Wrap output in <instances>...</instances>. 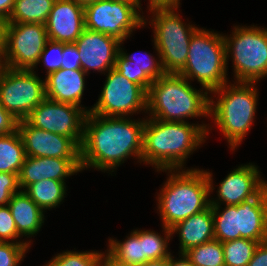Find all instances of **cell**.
Wrapping results in <instances>:
<instances>
[{
  "label": "cell",
  "mask_w": 267,
  "mask_h": 266,
  "mask_svg": "<svg viewBox=\"0 0 267 266\" xmlns=\"http://www.w3.org/2000/svg\"><path fill=\"white\" fill-rule=\"evenodd\" d=\"M86 115L79 106L45 98L25 120L35 128L69 137L81 147Z\"/></svg>",
  "instance_id": "obj_13"
},
{
  "label": "cell",
  "mask_w": 267,
  "mask_h": 266,
  "mask_svg": "<svg viewBox=\"0 0 267 266\" xmlns=\"http://www.w3.org/2000/svg\"><path fill=\"white\" fill-rule=\"evenodd\" d=\"M1 67H2V62H1V56H0V69H1Z\"/></svg>",
  "instance_id": "obj_49"
},
{
  "label": "cell",
  "mask_w": 267,
  "mask_h": 266,
  "mask_svg": "<svg viewBox=\"0 0 267 266\" xmlns=\"http://www.w3.org/2000/svg\"><path fill=\"white\" fill-rule=\"evenodd\" d=\"M16 120L0 103V135H7L17 130Z\"/></svg>",
  "instance_id": "obj_39"
},
{
  "label": "cell",
  "mask_w": 267,
  "mask_h": 266,
  "mask_svg": "<svg viewBox=\"0 0 267 266\" xmlns=\"http://www.w3.org/2000/svg\"><path fill=\"white\" fill-rule=\"evenodd\" d=\"M48 40L45 24L7 23L2 66L37 70V62Z\"/></svg>",
  "instance_id": "obj_11"
},
{
  "label": "cell",
  "mask_w": 267,
  "mask_h": 266,
  "mask_svg": "<svg viewBox=\"0 0 267 266\" xmlns=\"http://www.w3.org/2000/svg\"><path fill=\"white\" fill-rule=\"evenodd\" d=\"M66 187L65 181L42 179L29 185L24 192L46 212L64 202Z\"/></svg>",
  "instance_id": "obj_25"
},
{
  "label": "cell",
  "mask_w": 267,
  "mask_h": 266,
  "mask_svg": "<svg viewBox=\"0 0 267 266\" xmlns=\"http://www.w3.org/2000/svg\"><path fill=\"white\" fill-rule=\"evenodd\" d=\"M81 171L80 159L26 156L18 174L19 187L24 191L42 179L66 181L67 177Z\"/></svg>",
  "instance_id": "obj_18"
},
{
  "label": "cell",
  "mask_w": 267,
  "mask_h": 266,
  "mask_svg": "<svg viewBox=\"0 0 267 266\" xmlns=\"http://www.w3.org/2000/svg\"><path fill=\"white\" fill-rule=\"evenodd\" d=\"M26 156L80 159V147L69 137L31 126L26 120L17 124Z\"/></svg>",
  "instance_id": "obj_15"
},
{
  "label": "cell",
  "mask_w": 267,
  "mask_h": 266,
  "mask_svg": "<svg viewBox=\"0 0 267 266\" xmlns=\"http://www.w3.org/2000/svg\"><path fill=\"white\" fill-rule=\"evenodd\" d=\"M240 238L267 241V186L255 197L237 205Z\"/></svg>",
  "instance_id": "obj_20"
},
{
  "label": "cell",
  "mask_w": 267,
  "mask_h": 266,
  "mask_svg": "<svg viewBox=\"0 0 267 266\" xmlns=\"http://www.w3.org/2000/svg\"><path fill=\"white\" fill-rule=\"evenodd\" d=\"M20 240L21 237L18 235L16 224L12 217L9 206H0V242L28 243L29 246L32 244L31 239L25 241Z\"/></svg>",
  "instance_id": "obj_33"
},
{
  "label": "cell",
  "mask_w": 267,
  "mask_h": 266,
  "mask_svg": "<svg viewBox=\"0 0 267 266\" xmlns=\"http://www.w3.org/2000/svg\"><path fill=\"white\" fill-rule=\"evenodd\" d=\"M177 10V8L153 9L149 12L151 18H144V26L150 20L148 25L152 26L154 33L152 42L157 47L165 73L178 74L184 68L190 40L200 28L185 23Z\"/></svg>",
  "instance_id": "obj_8"
},
{
  "label": "cell",
  "mask_w": 267,
  "mask_h": 266,
  "mask_svg": "<svg viewBox=\"0 0 267 266\" xmlns=\"http://www.w3.org/2000/svg\"><path fill=\"white\" fill-rule=\"evenodd\" d=\"M97 266H124V265L118 264L111 257H109L106 253H104L102 257L100 258Z\"/></svg>",
  "instance_id": "obj_45"
},
{
  "label": "cell",
  "mask_w": 267,
  "mask_h": 266,
  "mask_svg": "<svg viewBox=\"0 0 267 266\" xmlns=\"http://www.w3.org/2000/svg\"><path fill=\"white\" fill-rule=\"evenodd\" d=\"M19 191L18 175L0 172V206L8 205L12 196Z\"/></svg>",
  "instance_id": "obj_36"
},
{
  "label": "cell",
  "mask_w": 267,
  "mask_h": 266,
  "mask_svg": "<svg viewBox=\"0 0 267 266\" xmlns=\"http://www.w3.org/2000/svg\"><path fill=\"white\" fill-rule=\"evenodd\" d=\"M55 0H15L7 23L45 24Z\"/></svg>",
  "instance_id": "obj_27"
},
{
  "label": "cell",
  "mask_w": 267,
  "mask_h": 266,
  "mask_svg": "<svg viewBox=\"0 0 267 266\" xmlns=\"http://www.w3.org/2000/svg\"><path fill=\"white\" fill-rule=\"evenodd\" d=\"M25 158V148L18 130L0 135V172L18 175Z\"/></svg>",
  "instance_id": "obj_26"
},
{
  "label": "cell",
  "mask_w": 267,
  "mask_h": 266,
  "mask_svg": "<svg viewBox=\"0 0 267 266\" xmlns=\"http://www.w3.org/2000/svg\"><path fill=\"white\" fill-rule=\"evenodd\" d=\"M124 41H120L119 44V55L126 61L127 66H134L140 71V86L147 92L150 85L153 81H156L160 76L165 74V71L162 67L160 55L157 51V47L154 45V49L157 52V57L153 56L152 54L145 51L144 57H140L141 55L128 54L127 51L125 52L124 48ZM158 58V60H157Z\"/></svg>",
  "instance_id": "obj_24"
},
{
  "label": "cell",
  "mask_w": 267,
  "mask_h": 266,
  "mask_svg": "<svg viewBox=\"0 0 267 266\" xmlns=\"http://www.w3.org/2000/svg\"><path fill=\"white\" fill-rule=\"evenodd\" d=\"M105 252L91 251H63L57 253L43 266H97Z\"/></svg>",
  "instance_id": "obj_32"
},
{
  "label": "cell",
  "mask_w": 267,
  "mask_h": 266,
  "mask_svg": "<svg viewBox=\"0 0 267 266\" xmlns=\"http://www.w3.org/2000/svg\"><path fill=\"white\" fill-rule=\"evenodd\" d=\"M212 206L214 237L220 242H228L240 238L238 232L237 205Z\"/></svg>",
  "instance_id": "obj_28"
},
{
  "label": "cell",
  "mask_w": 267,
  "mask_h": 266,
  "mask_svg": "<svg viewBox=\"0 0 267 266\" xmlns=\"http://www.w3.org/2000/svg\"><path fill=\"white\" fill-rule=\"evenodd\" d=\"M225 266H247L259 242L245 238L223 242Z\"/></svg>",
  "instance_id": "obj_31"
},
{
  "label": "cell",
  "mask_w": 267,
  "mask_h": 266,
  "mask_svg": "<svg viewBox=\"0 0 267 266\" xmlns=\"http://www.w3.org/2000/svg\"><path fill=\"white\" fill-rule=\"evenodd\" d=\"M146 118L105 117L88 112L80 147L81 168L113 173L133 157L142 163L143 130Z\"/></svg>",
  "instance_id": "obj_1"
},
{
  "label": "cell",
  "mask_w": 267,
  "mask_h": 266,
  "mask_svg": "<svg viewBox=\"0 0 267 266\" xmlns=\"http://www.w3.org/2000/svg\"><path fill=\"white\" fill-rule=\"evenodd\" d=\"M143 14L137 2L98 0L84 7L85 28L125 41L135 29L144 27Z\"/></svg>",
  "instance_id": "obj_9"
},
{
  "label": "cell",
  "mask_w": 267,
  "mask_h": 266,
  "mask_svg": "<svg viewBox=\"0 0 267 266\" xmlns=\"http://www.w3.org/2000/svg\"><path fill=\"white\" fill-rule=\"evenodd\" d=\"M146 117L143 130V164L159 170L185 169L187 158L204 142L212 125L161 121Z\"/></svg>",
  "instance_id": "obj_2"
},
{
  "label": "cell",
  "mask_w": 267,
  "mask_h": 266,
  "mask_svg": "<svg viewBox=\"0 0 267 266\" xmlns=\"http://www.w3.org/2000/svg\"><path fill=\"white\" fill-rule=\"evenodd\" d=\"M45 27L49 40L74 43L85 29L84 7L73 0H55Z\"/></svg>",
  "instance_id": "obj_17"
},
{
  "label": "cell",
  "mask_w": 267,
  "mask_h": 266,
  "mask_svg": "<svg viewBox=\"0 0 267 266\" xmlns=\"http://www.w3.org/2000/svg\"><path fill=\"white\" fill-rule=\"evenodd\" d=\"M184 255L193 266H225L223 245L216 239L193 247Z\"/></svg>",
  "instance_id": "obj_30"
},
{
  "label": "cell",
  "mask_w": 267,
  "mask_h": 266,
  "mask_svg": "<svg viewBox=\"0 0 267 266\" xmlns=\"http://www.w3.org/2000/svg\"><path fill=\"white\" fill-rule=\"evenodd\" d=\"M162 233H156L151 230H142V242L144 248V264L147 261L167 258L173 255L168 245L173 238L171 229L162 225ZM170 251V252H169Z\"/></svg>",
  "instance_id": "obj_29"
},
{
  "label": "cell",
  "mask_w": 267,
  "mask_h": 266,
  "mask_svg": "<svg viewBox=\"0 0 267 266\" xmlns=\"http://www.w3.org/2000/svg\"><path fill=\"white\" fill-rule=\"evenodd\" d=\"M149 5L147 8L149 11L153 9H168V8H180V0H148Z\"/></svg>",
  "instance_id": "obj_41"
},
{
  "label": "cell",
  "mask_w": 267,
  "mask_h": 266,
  "mask_svg": "<svg viewBox=\"0 0 267 266\" xmlns=\"http://www.w3.org/2000/svg\"><path fill=\"white\" fill-rule=\"evenodd\" d=\"M226 65L231 57L235 82H256L267 77V28L234 25L224 35Z\"/></svg>",
  "instance_id": "obj_7"
},
{
  "label": "cell",
  "mask_w": 267,
  "mask_h": 266,
  "mask_svg": "<svg viewBox=\"0 0 267 266\" xmlns=\"http://www.w3.org/2000/svg\"><path fill=\"white\" fill-rule=\"evenodd\" d=\"M63 60L61 68L68 70L81 69L80 54L75 43H63Z\"/></svg>",
  "instance_id": "obj_37"
},
{
  "label": "cell",
  "mask_w": 267,
  "mask_h": 266,
  "mask_svg": "<svg viewBox=\"0 0 267 266\" xmlns=\"http://www.w3.org/2000/svg\"><path fill=\"white\" fill-rule=\"evenodd\" d=\"M160 171H168L167 180L156 197L161 225L171 229L210 206V197H213L210 195L215 189L212 172L193 167L157 172Z\"/></svg>",
  "instance_id": "obj_3"
},
{
  "label": "cell",
  "mask_w": 267,
  "mask_h": 266,
  "mask_svg": "<svg viewBox=\"0 0 267 266\" xmlns=\"http://www.w3.org/2000/svg\"><path fill=\"white\" fill-rule=\"evenodd\" d=\"M29 248L28 243L0 242V266H19Z\"/></svg>",
  "instance_id": "obj_34"
},
{
  "label": "cell",
  "mask_w": 267,
  "mask_h": 266,
  "mask_svg": "<svg viewBox=\"0 0 267 266\" xmlns=\"http://www.w3.org/2000/svg\"><path fill=\"white\" fill-rule=\"evenodd\" d=\"M45 98V79L36 71L1 67L0 103L16 120H25Z\"/></svg>",
  "instance_id": "obj_10"
},
{
  "label": "cell",
  "mask_w": 267,
  "mask_h": 266,
  "mask_svg": "<svg viewBox=\"0 0 267 266\" xmlns=\"http://www.w3.org/2000/svg\"><path fill=\"white\" fill-rule=\"evenodd\" d=\"M7 21L0 17V56H2L5 44V29Z\"/></svg>",
  "instance_id": "obj_44"
},
{
  "label": "cell",
  "mask_w": 267,
  "mask_h": 266,
  "mask_svg": "<svg viewBox=\"0 0 267 266\" xmlns=\"http://www.w3.org/2000/svg\"><path fill=\"white\" fill-rule=\"evenodd\" d=\"M233 82L210 92L209 108L210 119L227 139L231 151L242 144L252 128L259 100L256 82Z\"/></svg>",
  "instance_id": "obj_5"
},
{
  "label": "cell",
  "mask_w": 267,
  "mask_h": 266,
  "mask_svg": "<svg viewBox=\"0 0 267 266\" xmlns=\"http://www.w3.org/2000/svg\"><path fill=\"white\" fill-rule=\"evenodd\" d=\"M124 241L110 238L105 253L115 262L124 266H142L144 264V248L142 230H133Z\"/></svg>",
  "instance_id": "obj_23"
},
{
  "label": "cell",
  "mask_w": 267,
  "mask_h": 266,
  "mask_svg": "<svg viewBox=\"0 0 267 266\" xmlns=\"http://www.w3.org/2000/svg\"><path fill=\"white\" fill-rule=\"evenodd\" d=\"M226 47L223 34L199 28L190 40L184 68L178 73L200 83L209 93L228 83Z\"/></svg>",
  "instance_id": "obj_6"
},
{
  "label": "cell",
  "mask_w": 267,
  "mask_h": 266,
  "mask_svg": "<svg viewBox=\"0 0 267 266\" xmlns=\"http://www.w3.org/2000/svg\"><path fill=\"white\" fill-rule=\"evenodd\" d=\"M142 266H169V257L147 261Z\"/></svg>",
  "instance_id": "obj_46"
},
{
  "label": "cell",
  "mask_w": 267,
  "mask_h": 266,
  "mask_svg": "<svg viewBox=\"0 0 267 266\" xmlns=\"http://www.w3.org/2000/svg\"><path fill=\"white\" fill-rule=\"evenodd\" d=\"M82 69H59L45 76L46 98L55 102L70 103L83 108L87 113L89 107H82L81 100L85 90V77Z\"/></svg>",
  "instance_id": "obj_19"
},
{
  "label": "cell",
  "mask_w": 267,
  "mask_h": 266,
  "mask_svg": "<svg viewBox=\"0 0 267 266\" xmlns=\"http://www.w3.org/2000/svg\"><path fill=\"white\" fill-rule=\"evenodd\" d=\"M178 255L179 257L176 259L172 255L169 257V266H193L184 254L178 253Z\"/></svg>",
  "instance_id": "obj_43"
},
{
  "label": "cell",
  "mask_w": 267,
  "mask_h": 266,
  "mask_svg": "<svg viewBox=\"0 0 267 266\" xmlns=\"http://www.w3.org/2000/svg\"><path fill=\"white\" fill-rule=\"evenodd\" d=\"M171 233L179 234L180 254L215 239L212 206L178 222L171 228Z\"/></svg>",
  "instance_id": "obj_21"
},
{
  "label": "cell",
  "mask_w": 267,
  "mask_h": 266,
  "mask_svg": "<svg viewBox=\"0 0 267 266\" xmlns=\"http://www.w3.org/2000/svg\"><path fill=\"white\" fill-rule=\"evenodd\" d=\"M96 104L90 113L105 117H129L134 113H147V92L138 84L110 69Z\"/></svg>",
  "instance_id": "obj_12"
},
{
  "label": "cell",
  "mask_w": 267,
  "mask_h": 266,
  "mask_svg": "<svg viewBox=\"0 0 267 266\" xmlns=\"http://www.w3.org/2000/svg\"><path fill=\"white\" fill-rule=\"evenodd\" d=\"M126 1H129V2H137V3H139L140 5H142V4H141V0H126Z\"/></svg>",
  "instance_id": "obj_48"
},
{
  "label": "cell",
  "mask_w": 267,
  "mask_h": 266,
  "mask_svg": "<svg viewBox=\"0 0 267 266\" xmlns=\"http://www.w3.org/2000/svg\"><path fill=\"white\" fill-rule=\"evenodd\" d=\"M260 173L250 162L234 168L218 185L217 197L210 198V205H238L257 196L267 186Z\"/></svg>",
  "instance_id": "obj_14"
},
{
  "label": "cell",
  "mask_w": 267,
  "mask_h": 266,
  "mask_svg": "<svg viewBox=\"0 0 267 266\" xmlns=\"http://www.w3.org/2000/svg\"><path fill=\"white\" fill-rule=\"evenodd\" d=\"M82 7H86L89 4L95 3L98 0H73Z\"/></svg>",
  "instance_id": "obj_47"
},
{
  "label": "cell",
  "mask_w": 267,
  "mask_h": 266,
  "mask_svg": "<svg viewBox=\"0 0 267 266\" xmlns=\"http://www.w3.org/2000/svg\"><path fill=\"white\" fill-rule=\"evenodd\" d=\"M74 43L81 57V69L87 75L91 69L105 74L114 68L120 44L115 37L85 28Z\"/></svg>",
  "instance_id": "obj_16"
},
{
  "label": "cell",
  "mask_w": 267,
  "mask_h": 266,
  "mask_svg": "<svg viewBox=\"0 0 267 266\" xmlns=\"http://www.w3.org/2000/svg\"><path fill=\"white\" fill-rule=\"evenodd\" d=\"M15 0H0V17L5 21H8L13 8Z\"/></svg>",
  "instance_id": "obj_42"
},
{
  "label": "cell",
  "mask_w": 267,
  "mask_h": 266,
  "mask_svg": "<svg viewBox=\"0 0 267 266\" xmlns=\"http://www.w3.org/2000/svg\"><path fill=\"white\" fill-rule=\"evenodd\" d=\"M114 69L125 78L140 85V71L134 66H127L126 61L119 54L116 57Z\"/></svg>",
  "instance_id": "obj_38"
},
{
  "label": "cell",
  "mask_w": 267,
  "mask_h": 266,
  "mask_svg": "<svg viewBox=\"0 0 267 266\" xmlns=\"http://www.w3.org/2000/svg\"><path fill=\"white\" fill-rule=\"evenodd\" d=\"M18 235L23 238L38 234L45 221V212L22 190L8 203Z\"/></svg>",
  "instance_id": "obj_22"
},
{
  "label": "cell",
  "mask_w": 267,
  "mask_h": 266,
  "mask_svg": "<svg viewBox=\"0 0 267 266\" xmlns=\"http://www.w3.org/2000/svg\"><path fill=\"white\" fill-rule=\"evenodd\" d=\"M247 266H267V241L259 243Z\"/></svg>",
  "instance_id": "obj_40"
},
{
  "label": "cell",
  "mask_w": 267,
  "mask_h": 266,
  "mask_svg": "<svg viewBox=\"0 0 267 266\" xmlns=\"http://www.w3.org/2000/svg\"><path fill=\"white\" fill-rule=\"evenodd\" d=\"M200 88L196 89L179 74L165 73L153 81L147 91V115L149 118L174 122L210 118V93L204 87Z\"/></svg>",
  "instance_id": "obj_4"
},
{
  "label": "cell",
  "mask_w": 267,
  "mask_h": 266,
  "mask_svg": "<svg viewBox=\"0 0 267 266\" xmlns=\"http://www.w3.org/2000/svg\"><path fill=\"white\" fill-rule=\"evenodd\" d=\"M62 53L63 43L48 40L41 53V56L39 57L37 66L41 62L43 63L46 69V76L51 72L61 69V63L63 60Z\"/></svg>",
  "instance_id": "obj_35"
}]
</instances>
